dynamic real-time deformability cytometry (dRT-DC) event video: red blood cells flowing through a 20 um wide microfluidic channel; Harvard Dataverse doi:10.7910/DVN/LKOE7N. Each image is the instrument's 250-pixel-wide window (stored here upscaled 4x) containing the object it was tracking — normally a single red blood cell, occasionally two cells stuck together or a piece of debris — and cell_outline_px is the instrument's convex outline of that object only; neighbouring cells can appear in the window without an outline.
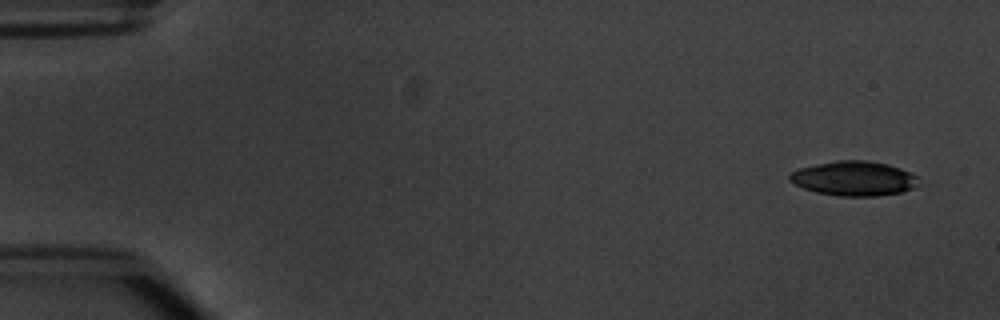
{"species": "common noctule bat (a hibernating species)", "species_latin": "Nyctalus noctula", "temperature_condition": "warm", "stored_images_in_passage": 7, "camera_frame_rate_fps": 3000, "um_per_image_px": 0.085, "animal": {"sex": "male", "body_mass_g": 20.1, "forearm_length_mm": 53.5}, "frame": {"image": 1, "passage_image": 1, "time_ms": 0.0, "image_size_px": [1000, 320], "cell_outline_px": [[928, 184], [916, 188], [900, 192], [876, 196], [840, 196], [816, 192], [804, 188], [788, 180], [788, 176], [792, 172], [800, 168], [836, 160], [868, 160], [888, 164], [900, 168], [920, 176]], "centroid_in_image_um": [72.73, 15.17], "position_along_channel_um": 12.3, "area_um2": 26.53}}